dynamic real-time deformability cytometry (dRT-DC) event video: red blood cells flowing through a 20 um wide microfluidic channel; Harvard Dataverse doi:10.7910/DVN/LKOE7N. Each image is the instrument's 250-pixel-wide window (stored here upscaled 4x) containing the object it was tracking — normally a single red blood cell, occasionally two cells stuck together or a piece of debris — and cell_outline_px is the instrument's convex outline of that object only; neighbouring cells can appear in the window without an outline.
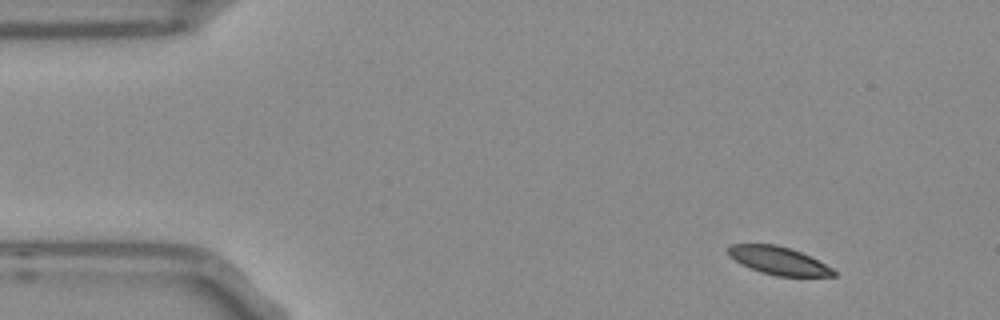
{"species": "Egyptian fruit bat (a non-hibernating species)", "species_latin": "Rousettus aegyptiacus", "temperature_condition": "room temperature", "stored_images_in_passage": 50, "camera_frame_rate_fps": 3000, "um_per_image_px": 0.085, "frame": {"image": 1, "passage_image": 1, "time_ms": 0.0, "image_size_px": [1000, 320], "cell_outline_px": [[836, 276], [776, 276], [760, 272], [740, 264], [728, 256], [728, 248], [732, 244], [776, 244], [800, 252], [832, 268], [836, 272]], "centroid_in_image_um": [66.13, 22.16], "position_along_channel_um": 18.9, "area_um2": 16.99}}
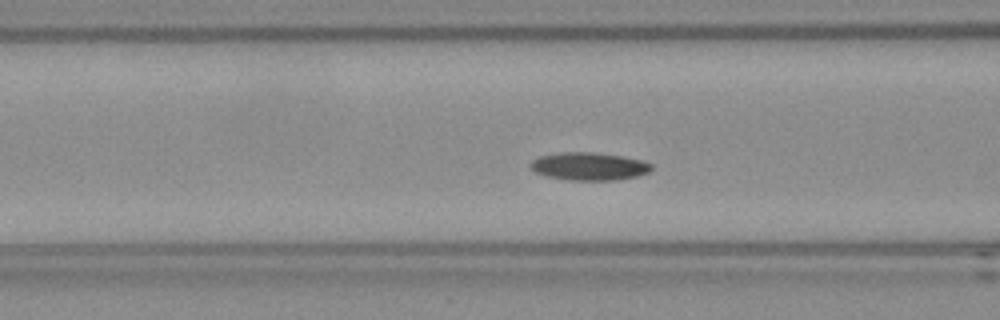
{"frame": {"image": 2, "passage_image": 16, "time_ms": 5.0, "image_size_px": [1000, 320], "cell_outline_px": [[652, 168], [648, 172], [636, 176], [616, 180], [568, 180], [548, 176], [536, 172], [528, 164], [532, 160], [540, 156], [560, 152], [592, 152], [620, 156], [640, 160], [652, 164]], "centroid_in_image_um": [50.04, 14.13], "position_along_channel_um": 116.6, "area_um2": 19.42}}
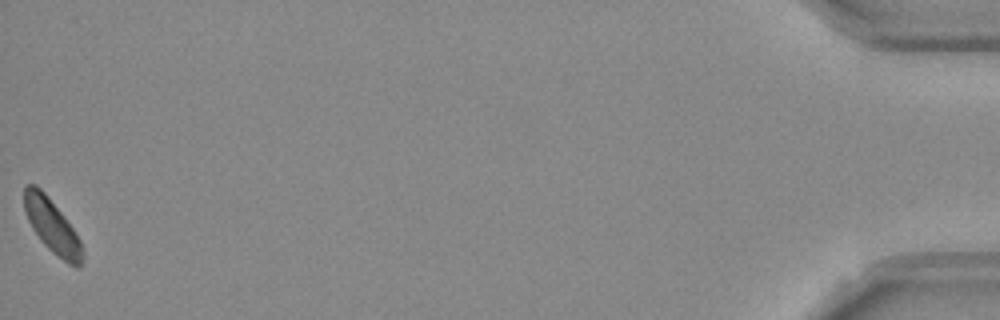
{"frame": {"image": 3, "passage_image": 50, "time_ms": 16.333, "image_size_px": [1000, 320], "cell_outline_px": [[84, 260], [80, 268], [76, 268], [68, 264], [52, 252], [40, 240], [32, 228], [28, 220], [24, 208], [24, 184], [36, 184], [44, 192], [64, 216], [80, 240], [84, 252]], "centroid_in_image_um": [4.44, 19.25], "position_along_channel_um": 430.8, "area_um2": 18.32}}